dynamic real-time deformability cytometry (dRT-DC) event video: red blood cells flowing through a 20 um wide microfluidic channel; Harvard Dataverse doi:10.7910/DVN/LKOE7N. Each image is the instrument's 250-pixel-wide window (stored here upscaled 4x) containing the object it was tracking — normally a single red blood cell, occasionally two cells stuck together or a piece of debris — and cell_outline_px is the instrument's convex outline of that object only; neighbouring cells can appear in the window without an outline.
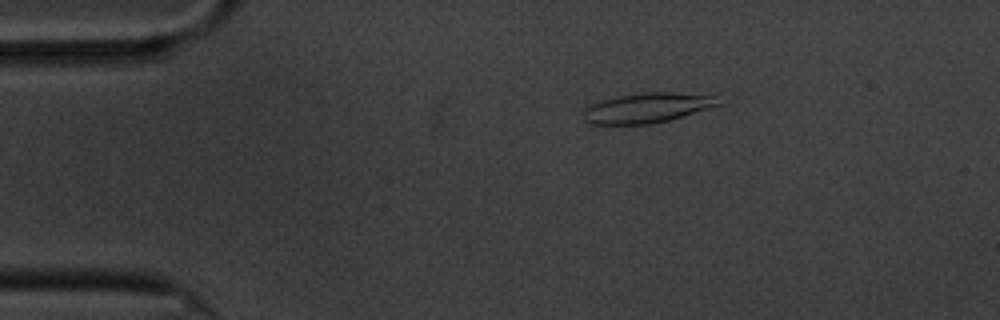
{"species": "common noctule bat (a hibernating species)", "species_latin": "Nyctalus noctula", "temperature_condition": "cold", "stored_images_in_passage": 40, "camera_frame_rate_fps": 3000, "um_per_image_px": 0.085, "animal": {"sex": "male", "body_mass_g": 20.1, "forearm_length_mm": 53.5}, "frame": {"image": 1, "passage_image": 4, "time_ms": 1.0, "image_size_px": [1000, 320], "cell_outline_px": [[724, 104], [668, 120], [648, 124], [588, 124], [584, 120], [584, 104], [600, 100], [620, 96], [648, 92], [672, 92], [712, 96]], "centroid_in_image_um": [54.93, 9.17], "position_along_channel_um": 30.1, "area_um2": 23.47}}
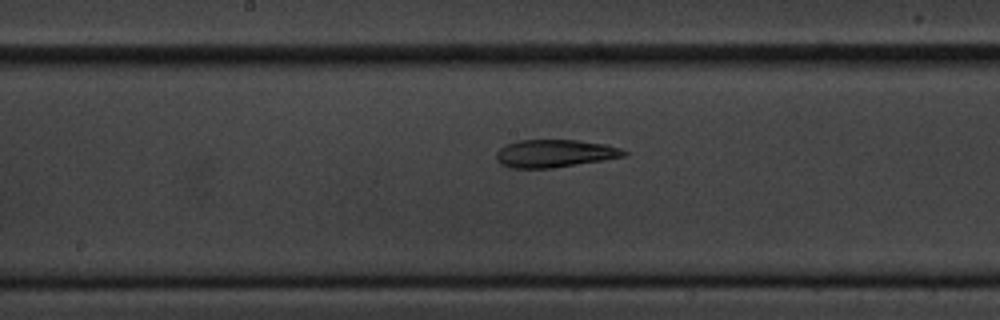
{"frame": {"image": 2, "passage_image": 24, "time_ms": 7.667, "image_size_px": [1000, 320], "cell_outline_px": [[628, 156], [604, 160], [552, 168], [512, 168], [500, 164], [496, 160], [496, 152], [504, 144], [516, 140], [576, 140], [604, 144], [620, 148], [628, 152]], "centroid_in_image_um": [47.13, 13.04], "position_along_channel_um": 201.1, "area_um2": 20.81}}
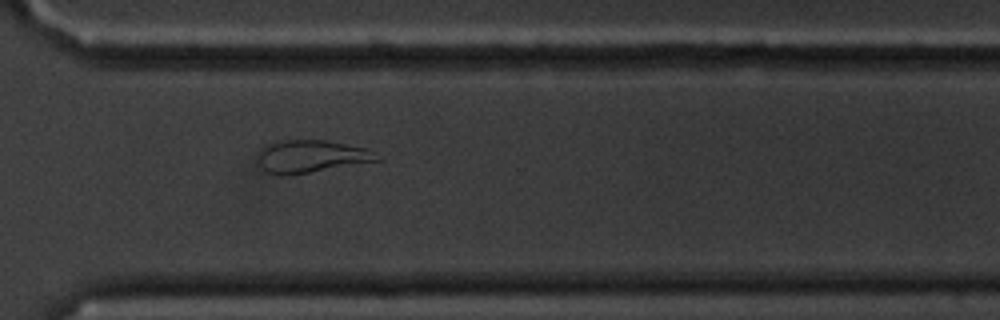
{"frame": {"image": 3, "passage_image": 37, "time_ms": 12.0, "image_size_px": [1000, 320], "cell_outline_px": [[380, 160], [288, 176], [276, 176], [268, 172], [260, 164], [256, 156], [260, 148], [264, 144], [288, 140], [324, 140], [368, 148], [380, 156]], "centroid_in_image_um": [26.41, 13.3], "position_along_channel_um": 344.2, "area_um2": 22.72}, "authors_computed_cell_mechanics": {"area_um2": 20.8369, "velocity_mm_per_s": 3.3147, "shape_relaxation_time_tau1_ms": null, "shape_relaxation_time_tau2_ms": 10.1421, "deformation_change_tau1": null, "deformation_change_tau2": 0.1696}}